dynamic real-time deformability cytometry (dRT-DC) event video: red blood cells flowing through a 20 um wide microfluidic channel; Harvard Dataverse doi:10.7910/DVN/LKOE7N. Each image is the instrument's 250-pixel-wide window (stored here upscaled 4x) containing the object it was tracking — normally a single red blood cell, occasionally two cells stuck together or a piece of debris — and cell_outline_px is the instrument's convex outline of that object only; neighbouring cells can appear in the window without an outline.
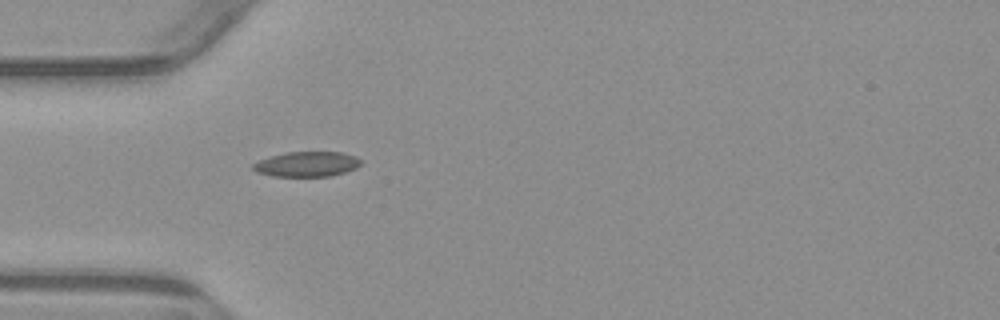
{"species": "common noctule bat (a hibernating species)", "species_latin": "Nyctalus noctula", "temperature_condition": "warm", "stored_images_in_passage": 1, "camera_frame_rate_fps": 3000, "um_per_image_px": 0.085, "animal": {"sex": "male", "body_mass_g": 23.1, "forearm_length_mm": 52.7}, "frame": {"image": 1, "passage_image": 1, "time_ms": 0.0, "image_size_px": [1000, 320], "cell_outline_px": [[360, 164], [356, 168], [332, 176], [272, 176], [256, 172], [252, 168], [252, 164], [260, 160], [272, 156], [288, 152], [344, 152], [356, 156], [360, 160]], "centroid_in_image_um": [26.09, 13.95], "position_along_channel_um": 58.9, "area_um2": 15.66}}